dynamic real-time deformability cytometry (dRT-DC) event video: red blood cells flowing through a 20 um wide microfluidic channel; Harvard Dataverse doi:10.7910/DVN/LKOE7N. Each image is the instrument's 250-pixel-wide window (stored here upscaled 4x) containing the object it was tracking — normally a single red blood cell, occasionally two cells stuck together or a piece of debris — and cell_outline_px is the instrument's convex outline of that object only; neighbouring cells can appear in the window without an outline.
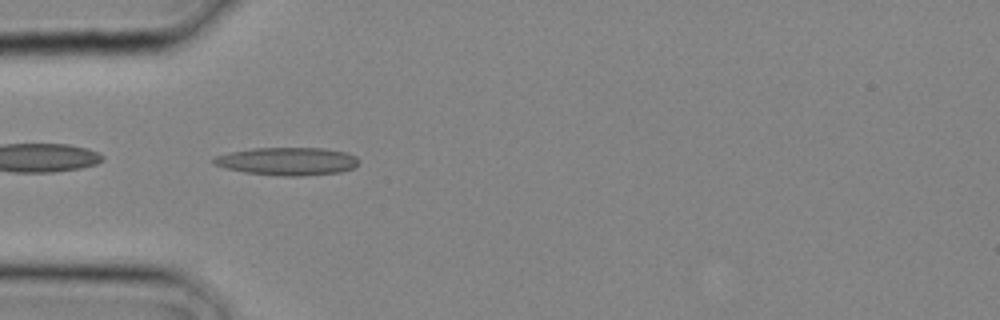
{"species": "common noctule bat (a hibernating species)", "species_latin": "Nyctalus noctula", "temperature_condition": "cold", "stored_images_in_passage": 2, "camera_frame_rate_fps": 3000, "um_per_image_px": 0.085, "animal": {"sex": "male", "body_mass_g": 20.4}, "frame": {"image": 1, "passage_image": 2, "time_ms": 0.333, "image_size_px": [1000, 320], "cell_outline_px": [[360, 160], [352, 168], [340, 172], [304, 176], [284, 176], [244, 172], [224, 168], [212, 164], [212, 160], [216, 156], [232, 152], [252, 148], [324, 148], [348, 152], [356, 156]], "centroid_in_image_um": [24.44, 13.71], "position_along_channel_um": 60.6, "area_um2": 23.64}}